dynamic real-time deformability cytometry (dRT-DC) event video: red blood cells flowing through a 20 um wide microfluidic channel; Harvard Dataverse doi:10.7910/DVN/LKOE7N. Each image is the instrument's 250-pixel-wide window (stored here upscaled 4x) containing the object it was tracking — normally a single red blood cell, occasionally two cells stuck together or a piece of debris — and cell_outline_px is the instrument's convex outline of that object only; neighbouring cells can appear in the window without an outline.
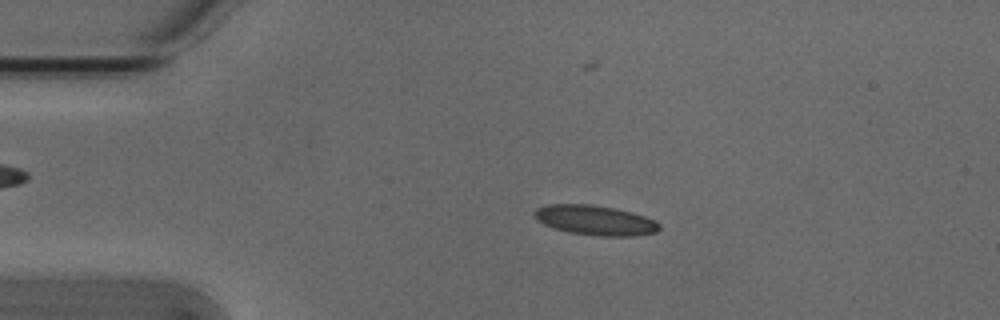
{"species": "Egyptian fruit bat (a non-hibernating species)", "species_latin": "Rousettus aegyptiacus", "temperature_condition": "cold", "stored_images_in_passage": 53, "camera_frame_rate_fps": 3000, "um_per_image_px": 0.085, "animal": {"sex": "male"}, "frame": {"image": 1, "passage_image": 11, "time_ms": 3.333, "image_size_px": [1000, 320], "cell_outline_px": [[660, 228], [656, 232], [632, 236], [600, 236], [568, 232], [544, 224], [536, 220], [532, 212], [536, 208], [548, 204], [592, 204], [632, 212], [656, 220], [660, 224]], "centroid_in_image_um": [50.57, 18.71], "position_along_channel_um": 34.4, "area_um2": 21.73}}
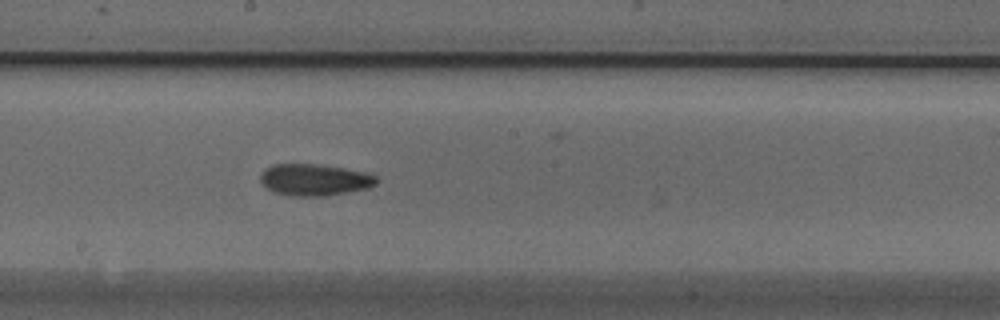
{"frame": {"image": 2, "passage_image": 29, "time_ms": 9.333, "image_size_px": [1000, 320], "cell_outline_px": [[376, 184], [368, 188], [324, 196], [292, 196], [272, 192], [260, 180], [260, 176], [264, 168], [272, 164], [316, 164], [344, 168], [368, 172], [376, 176]], "centroid_in_image_um": [26.72, 15.27], "position_along_channel_um": 221.5, "area_um2": 21.44}}
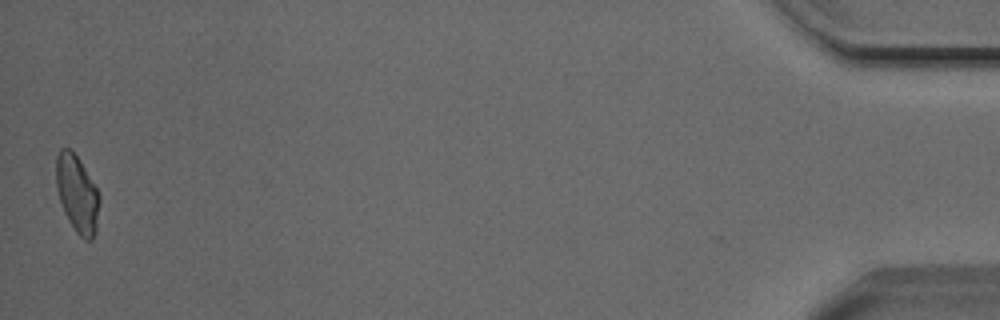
{"frame": {"image": 3, "passage_image": 53, "time_ms": 17.333, "image_size_px": [1000, 320], "cell_outline_px": [[100, 200], [96, 232], [92, 240], [84, 240], [76, 232], [64, 212], [56, 188], [56, 156], [60, 148], [68, 148], [76, 156], [96, 188], [100, 196]], "centroid_in_image_um": [6.55, 16.51], "position_along_channel_um": 428.6, "area_um2": 19.25}, "authors_computed_cell_mechanics": {"area_um2": 20.4034, "velocity_mm_per_s": 3.7983, "shape_relaxation_time_tau1_ms": null, "shape_relaxation_time_tau2_ms": 2.9787, "deformation_change_tau1": null, "deformation_change_tau2": 0.0783}}